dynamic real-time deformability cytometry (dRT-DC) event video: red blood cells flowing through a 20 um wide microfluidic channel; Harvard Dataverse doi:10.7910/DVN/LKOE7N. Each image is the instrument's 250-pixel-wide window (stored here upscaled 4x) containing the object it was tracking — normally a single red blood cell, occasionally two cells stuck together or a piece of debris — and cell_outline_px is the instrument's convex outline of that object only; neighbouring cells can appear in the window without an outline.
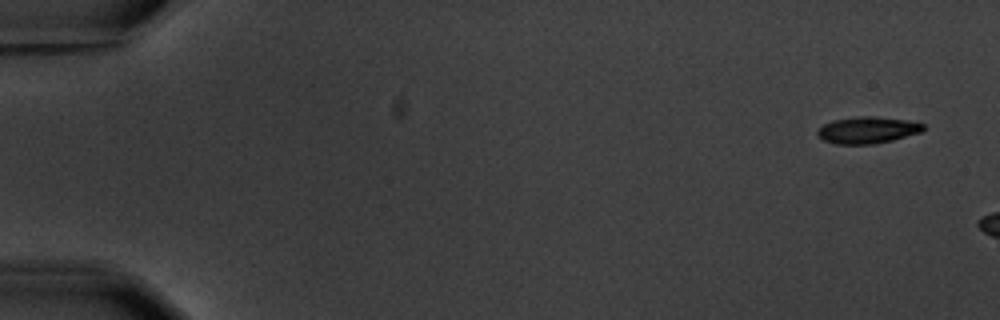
{"species": "common noctule bat (a hibernating species)", "species_latin": "Nyctalus noctula", "temperature_condition": "warm", "stored_images_in_passage": 3, "camera_frame_rate_fps": 3000, "um_per_image_px": 0.085, "animal": {"sex": "male", "body_mass_g": 20.1, "forearm_length_mm": 53.5}, "frame": {"image": 1, "passage_image": 1, "time_ms": 0.0, "image_size_px": [1000, 320], "cell_outline_px": [[924, 128], [920, 132], [892, 140], [872, 144], [836, 144], [824, 140], [816, 136], [816, 132], [824, 124], [832, 120], [860, 116], [872, 116], [908, 120], [924, 124]], "centroid_in_image_um": [73.7, 11.05], "position_along_channel_um": 11.3, "area_um2": 16.36}}